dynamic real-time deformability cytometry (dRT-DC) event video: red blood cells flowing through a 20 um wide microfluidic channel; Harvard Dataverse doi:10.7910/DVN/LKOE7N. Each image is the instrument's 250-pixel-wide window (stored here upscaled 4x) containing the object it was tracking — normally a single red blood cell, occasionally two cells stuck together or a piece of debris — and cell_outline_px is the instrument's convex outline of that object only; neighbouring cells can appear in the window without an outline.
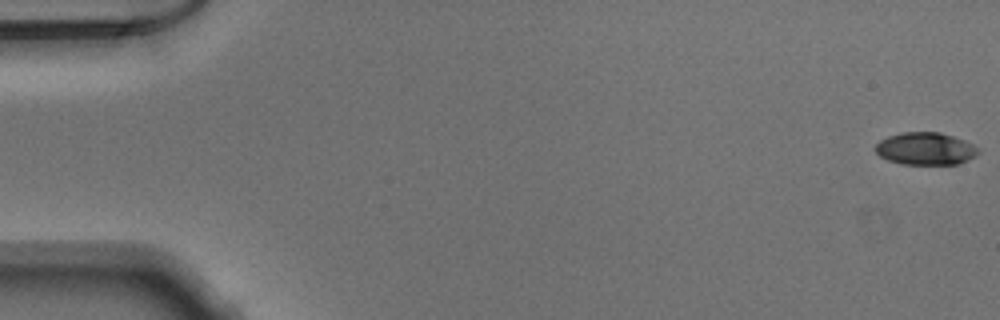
{"species": "Egyptian fruit bat (a non-hibernating species)", "species_latin": "Rousettus aegyptiacus", "temperature_condition": "warm", "stored_images_in_passage": 51, "camera_frame_rate_fps": 3000, "um_per_image_px": 0.085, "animal": {"sex": "male"}, "frame": {"image": 1, "passage_image": 1, "time_ms": 0.0, "image_size_px": [1000, 320], "cell_outline_px": [[980, 152], [976, 156], [968, 160], [956, 164], [904, 164], [888, 160], [880, 156], [872, 148], [880, 140], [888, 136], [900, 132], [940, 132], [964, 140], [972, 144]], "centroid_in_image_um": [78.64, 12.63], "position_along_channel_um": 6.4, "area_um2": 19.48}}
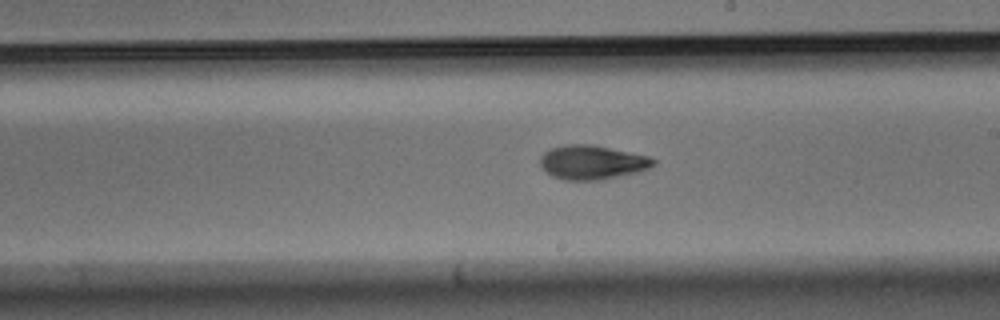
{"frame": {"image": 2, "passage_image": 30, "time_ms": 9.667, "image_size_px": [1000, 320], "cell_outline_px": [[656, 164], [648, 168], [636, 172], [600, 180], [564, 180], [552, 176], [540, 164], [540, 156], [544, 152], [552, 148], [564, 144], [592, 144], [648, 156], [656, 160]], "centroid_in_image_um": [50.32, 13.79], "position_along_channel_um": 238.7, "area_um2": 22.37}}
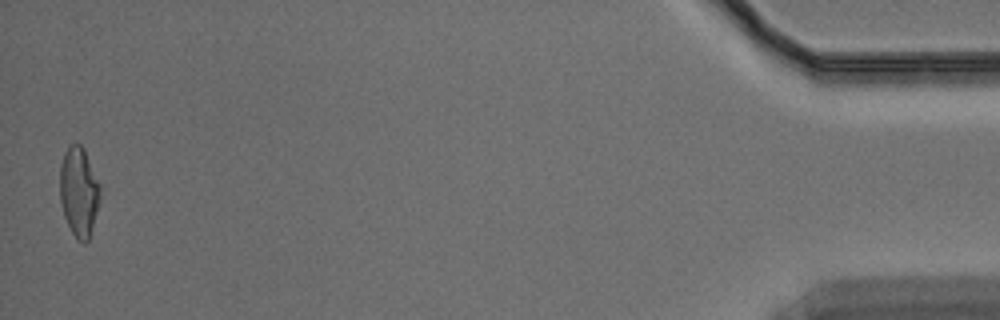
{"frame": {"image": 3, "passage_image": 51, "time_ms": 16.667, "image_size_px": [1000, 320], "cell_outline_px": [[100, 200], [92, 228], [88, 240], [84, 244], [72, 232], [64, 216], [60, 200], [60, 164], [64, 152], [68, 144], [80, 144], [84, 148], [100, 184]], "centroid_in_image_um": [6.7, 16.25], "position_along_channel_um": 428.5, "area_um2": 20.98}}